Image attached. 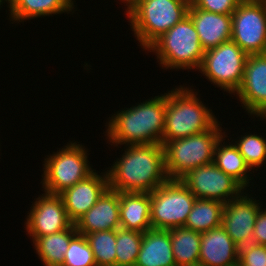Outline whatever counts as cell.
<instances>
[{
	"label": "cell",
	"instance_id": "ffe728a7",
	"mask_svg": "<svg viewBox=\"0 0 266 266\" xmlns=\"http://www.w3.org/2000/svg\"><path fill=\"white\" fill-rule=\"evenodd\" d=\"M119 202L121 228L142 233L152 228L150 193L121 192Z\"/></svg>",
	"mask_w": 266,
	"mask_h": 266
},
{
	"label": "cell",
	"instance_id": "8992f818",
	"mask_svg": "<svg viewBox=\"0 0 266 266\" xmlns=\"http://www.w3.org/2000/svg\"><path fill=\"white\" fill-rule=\"evenodd\" d=\"M220 125L218 121L205 132L162 142L169 179H180L191 169L213 163L216 145L226 133Z\"/></svg>",
	"mask_w": 266,
	"mask_h": 266
},
{
	"label": "cell",
	"instance_id": "9c48e42d",
	"mask_svg": "<svg viewBox=\"0 0 266 266\" xmlns=\"http://www.w3.org/2000/svg\"><path fill=\"white\" fill-rule=\"evenodd\" d=\"M248 56L229 40L205 51L198 72L224 92L234 95L243 81Z\"/></svg>",
	"mask_w": 266,
	"mask_h": 266
},
{
	"label": "cell",
	"instance_id": "1f68e13d",
	"mask_svg": "<svg viewBox=\"0 0 266 266\" xmlns=\"http://www.w3.org/2000/svg\"><path fill=\"white\" fill-rule=\"evenodd\" d=\"M252 243L266 246V208H261L256 217Z\"/></svg>",
	"mask_w": 266,
	"mask_h": 266
},
{
	"label": "cell",
	"instance_id": "d6a6232c",
	"mask_svg": "<svg viewBox=\"0 0 266 266\" xmlns=\"http://www.w3.org/2000/svg\"><path fill=\"white\" fill-rule=\"evenodd\" d=\"M256 117H260V119L266 120V107Z\"/></svg>",
	"mask_w": 266,
	"mask_h": 266
},
{
	"label": "cell",
	"instance_id": "4fadbf2b",
	"mask_svg": "<svg viewBox=\"0 0 266 266\" xmlns=\"http://www.w3.org/2000/svg\"><path fill=\"white\" fill-rule=\"evenodd\" d=\"M261 208V202L246 191L224 205L221 226L239 247L252 243L255 220Z\"/></svg>",
	"mask_w": 266,
	"mask_h": 266
},
{
	"label": "cell",
	"instance_id": "836d02e7",
	"mask_svg": "<svg viewBox=\"0 0 266 266\" xmlns=\"http://www.w3.org/2000/svg\"><path fill=\"white\" fill-rule=\"evenodd\" d=\"M2 3L7 2L8 3V8L10 9V7L14 4L15 0H0ZM4 1V2H3Z\"/></svg>",
	"mask_w": 266,
	"mask_h": 266
},
{
	"label": "cell",
	"instance_id": "cb8c5ba5",
	"mask_svg": "<svg viewBox=\"0 0 266 266\" xmlns=\"http://www.w3.org/2000/svg\"><path fill=\"white\" fill-rule=\"evenodd\" d=\"M176 266H199L200 232L186 227L169 229Z\"/></svg>",
	"mask_w": 266,
	"mask_h": 266
},
{
	"label": "cell",
	"instance_id": "9a60e30c",
	"mask_svg": "<svg viewBox=\"0 0 266 266\" xmlns=\"http://www.w3.org/2000/svg\"><path fill=\"white\" fill-rule=\"evenodd\" d=\"M102 174V175H100ZM93 172L59 194L69 219L75 224L109 188L107 171Z\"/></svg>",
	"mask_w": 266,
	"mask_h": 266
},
{
	"label": "cell",
	"instance_id": "83f0119b",
	"mask_svg": "<svg viewBox=\"0 0 266 266\" xmlns=\"http://www.w3.org/2000/svg\"><path fill=\"white\" fill-rule=\"evenodd\" d=\"M238 148L240 154L244 157L246 164L251 170H258V168L266 164V138L257 134H244L239 137L234 143ZM257 168V169H256Z\"/></svg>",
	"mask_w": 266,
	"mask_h": 266
},
{
	"label": "cell",
	"instance_id": "ac0fdd59",
	"mask_svg": "<svg viewBox=\"0 0 266 266\" xmlns=\"http://www.w3.org/2000/svg\"><path fill=\"white\" fill-rule=\"evenodd\" d=\"M191 17L202 48L206 51L231 40L232 16L207 12L189 5Z\"/></svg>",
	"mask_w": 266,
	"mask_h": 266
},
{
	"label": "cell",
	"instance_id": "7402d4cb",
	"mask_svg": "<svg viewBox=\"0 0 266 266\" xmlns=\"http://www.w3.org/2000/svg\"><path fill=\"white\" fill-rule=\"evenodd\" d=\"M226 136L224 135L216 145L213 163L224 173L235 179L246 190L247 187L251 186L249 181L252 178L249 175L253 174L250 172L252 170L246 164L238 148L232 143L233 140L229 142L230 144L226 145Z\"/></svg>",
	"mask_w": 266,
	"mask_h": 266
},
{
	"label": "cell",
	"instance_id": "f546056e",
	"mask_svg": "<svg viewBox=\"0 0 266 266\" xmlns=\"http://www.w3.org/2000/svg\"><path fill=\"white\" fill-rule=\"evenodd\" d=\"M238 266H266V246L254 243L241 246Z\"/></svg>",
	"mask_w": 266,
	"mask_h": 266
},
{
	"label": "cell",
	"instance_id": "44dd1931",
	"mask_svg": "<svg viewBox=\"0 0 266 266\" xmlns=\"http://www.w3.org/2000/svg\"><path fill=\"white\" fill-rule=\"evenodd\" d=\"M75 0H15L8 9L10 21L24 22L39 17L52 16V14L74 13Z\"/></svg>",
	"mask_w": 266,
	"mask_h": 266
},
{
	"label": "cell",
	"instance_id": "6da1fadb",
	"mask_svg": "<svg viewBox=\"0 0 266 266\" xmlns=\"http://www.w3.org/2000/svg\"><path fill=\"white\" fill-rule=\"evenodd\" d=\"M108 168L109 189L116 192L151 193L169 180L162 144L127 145Z\"/></svg>",
	"mask_w": 266,
	"mask_h": 266
},
{
	"label": "cell",
	"instance_id": "277c9868",
	"mask_svg": "<svg viewBox=\"0 0 266 266\" xmlns=\"http://www.w3.org/2000/svg\"><path fill=\"white\" fill-rule=\"evenodd\" d=\"M190 0H134L126 14L134 36L146 49L188 15Z\"/></svg>",
	"mask_w": 266,
	"mask_h": 266
},
{
	"label": "cell",
	"instance_id": "484cf974",
	"mask_svg": "<svg viewBox=\"0 0 266 266\" xmlns=\"http://www.w3.org/2000/svg\"><path fill=\"white\" fill-rule=\"evenodd\" d=\"M142 239V232L117 229L115 266H135Z\"/></svg>",
	"mask_w": 266,
	"mask_h": 266
},
{
	"label": "cell",
	"instance_id": "e0dca14e",
	"mask_svg": "<svg viewBox=\"0 0 266 266\" xmlns=\"http://www.w3.org/2000/svg\"><path fill=\"white\" fill-rule=\"evenodd\" d=\"M199 266H238L240 247L220 226L201 232Z\"/></svg>",
	"mask_w": 266,
	"mask_h": 266
},
{
	"label": "cell",
	"instance_id": "3957f363",
	"mask_svg": "<svg viewBox=\"0 0 266 266\" xmlns=\"http://www.w3.org/2000/svg\"><path fill=\"white\" fill-rule=\"evenodd\" d=\"M193 89L179 86L166 93V115L162 142L205 132L219 120Z\"/></svg>",
	"mask_w": 266,
	"mask_h": 266
},
{
	"label": "cell",
	"instance_id": "ba28073f",
	"mask_svg": "<svg viewBox=\"0 0 266 266\" xmlns=\"http://www.w3.org/2000/svg\"><path fill=\"white\" fill-rule=\"evenodd\" d=\"M196 197L180 179H169L150 193V218L153 229L183 227Z\"/></svg>",
	"mask_w": 266,
	"mask_h": 266
},
{
	"label": "cell",
	"instance_id": "4dcf8cb0",
	"mask_svg": "<svg viewBox=\"0 0 266 266\" xmlns=\"http://www.w3.org/2000/svg\"><path fill=\"white\" fill-rule=\"evenodd\" d=\"M242 0H190V5L201 10L232 15Z\"/></svg>",
	"mask_w": 266,
	"mask_h": 266
},
{
	"label": "cell",
	"instance_id": "603a6c76",
	"mask_svg": "<svg viewBox=\"0 0 266 266\" xmlns=\"http://www.w3.org/2000/svg\"><path fill=\"white\" fill-rule=\"evenodd\" d=\"M78 234L76 225L51 235L36 238L33 246L44 266H62L70 241Z\"/></svg>",
	"mask_w": 266,
	"mask_h": 266
},
{
	"label": "cell",
	"instance_id": "d4e9b609",
	"mask_svg": "<svg viewBox=\"0 0 266 266\" xmlns=\"http://www.w3.org/2000/svg\"><path fill=\"white\" fill-rule=\"evenodd\" d=\"M224 203L196 198L184 227L197 232H206L222 224Z\"/></svg>",
	"mask_w": 266,
	"mask_h": 266
},
{
	"label": "cell",
	"instance_id": "4316f807",
	"mask_svg": "<svg viewBox=\"0 0 266 266\" xmlns=\"http://www.w3.org/2000/svg\"><path fill=\"white\" fill-rule=\"evenodd\" d=\"M97 266H115L116 230L92 232L85 235Z\"/></svg>",
	"mask_w": 266,
	"mask_h": 266
},
{
	"label": "cell",
	"instance_id": "8fae6325",
	"mask_svg": "<svg viewBox=\"0 0 266 266\" xmlns=\"http://www.w3.org/2000/svg\"><path fill=\"white\" fill-rule=\"evenodd\" d=\"M180 180L196 198L216 200L224 204L245 190L214 163L191 169Z\"/></svg>",
	"mask_w": 266,
	"mask_h": 266
},
{
	"label": "cell",
	"instance_id": "f1b7e54d",
	"mask_svg": "<svg viewBox=\"0 0 266 266\" xmlns=\"http://www.w3.org/2000/svg\"><path fill=\"white\" fill-rule=\"evenodd\" d=\"M62 266H97L85 235L77 234L71 241Z\"/></svg>",
	"mask_w": 266,
	"mask_h": 266
},
{
	"label": "cell",
	"instance_id": "52a82bcc",
	"mask_svg": "<svg viewBox=\"0 0 266 266\" xmlns=\"http://www.w3.org/2000/svg\"><path fill=\"white\" fill-rule=\"evenodd\" d=\"M69 142L59 152H53L44 159L40 183L45 193L59 195L95 171L89 165L88 149L77 141Z\"/></svg>",
	"mask_w": 266,
	"mask_h": 266
},
{
	"label": "cell",
	"instance_id": "7a4b0ae2",
	"mask_svg": "<svg viewBox=\"0 0 266 266\" xmlns=\"http://www.w3.org/2000/svg\"><path fill=\"white\" fill-rule=\"evenodd\" d=\"M136 105L109 117L105 136L111 146L162 144L166 93Z\"/></svg>",
	"mask_w": 266,
	"mask_h": 266
},
{
	"label": "cell",
	"instance_id": "5b68a950",
	"mask_svg": "<svg viewBox=\"0 0 266 266\" xmlns=\"http://www.w3.org/2000/svg\"><path fill=\"white\" fill-rule=\"evenodd\" d=\"M154 52L162 69L198 71L205 50L189 15L162 34L147 49ZM164 67V68H163Z\"/></svg>",
	"mask_w": 266,
	"mask_h": 266
},
{
	"label": "cell",
	"instance_id": "7c38bea8",
	"mask_svg": "<svg viewBox=\"0 0 266 266\" xmlns=\"http://www.w3.org/2000/svg\"><path fill=\"white\" fill-rule=\"evenodd\" d=\"M32 205L24 225L27 235L32 237L33 241L38 237L68 229L74 224L69 219L59 195L43 193Z\"/></svg>",
	"mask_w": 266,
	"mask_h": 266
},
{
	"label": "cell",
	"instance_id": "5bb4252c",
	"mask_svg": "<svg viewBox=\"0 0 266 266\" xmlns=\"http://www.w3.org/2000/svg\"><path fill=\"white\" fill-rule=\"evenodd\" d=\"M234 95L249 116H257L266 107V53L248 56L243 81Z\"/></svg>",
	"mask_w": 266,
	"mask_h": 266
},
{
	"label": "cell",
	"instance_id": "d6986e66",
	"mask_svg": "<svg viewBox=\"0 0 266 266\" xmlns=\"http://www.w3.org/2000/svg\"><path fill=\"white\" fill-rule=\"evenodd\" d=\"M135 266H176L169 230L151 228L143 233Z\"/></svg>",
	"mask_w": 266,
	"mask_h": 266
},
{
	"label": "cell",
	"instance_id": "e575fe53",
	"mask_svg": "<svg viewBox=\"0 0 266 266\" xmlns=\"http://www.w3.org/2000/svg\"><path fill=\"white\" fill-rule=\"evenodd\" d=\"M122 3L124 2V4L126 3V5L124 6H128L129 4H131L134 0H120Z\"/></svg>",
	"mask_w": 266,
	"mask_h": 266
},
{
	"label": "cell",
	"instance_id": "30bf717a",
	"mask_svg": "<svg viewBox=\"0 0 266 266\" xmlns=\"http://www.w3.org/2000/svg\"><path fill=\"white\" fill-rule=\"evenodd\" d=\"M232 37L246 54L266 53V5L262 0H242L232 13Z\"/></svg>",
	"mask_w": 266,
	"mask_h": 266
},
{
	"label": "cell",
	"instance_id": "2e32d148",
	"mask_svg": "<svg viewBox=\"0 0 266 266\" xmlns=\"http://www.w3.org/2000/svg\"><path fill=\"white\" fill-rule=\"evenodd\" d=\"M119 205V192L108 188L97 202L75 223L77 232L81 235H86L92 232L121 228Z\"/></svg>",
	"mask_w": 266,
	"mask_h": 266
}]
</instances>
